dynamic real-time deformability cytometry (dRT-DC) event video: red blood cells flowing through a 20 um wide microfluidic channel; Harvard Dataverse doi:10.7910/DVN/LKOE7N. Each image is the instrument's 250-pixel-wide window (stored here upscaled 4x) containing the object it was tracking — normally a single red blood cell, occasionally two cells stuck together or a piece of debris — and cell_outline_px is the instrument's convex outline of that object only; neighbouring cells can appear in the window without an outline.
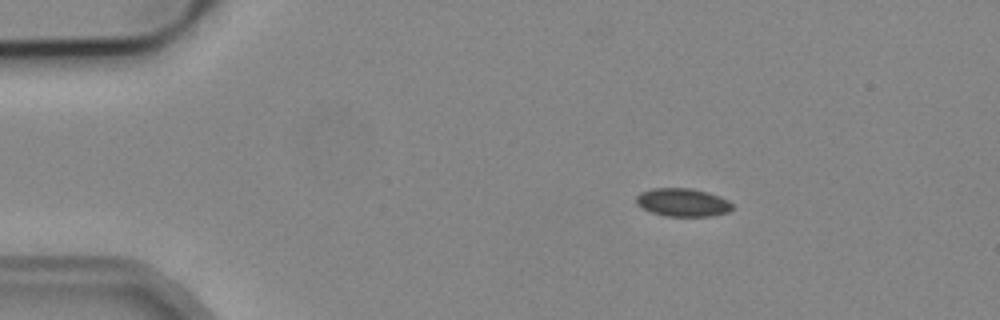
{"species": "common noctule bat (a hibernating species)", "species_latin": "Nyctalus noctula", "temperature_condition": "cold", "stored_images_in_passage": 10, "camera_frame_rate_fps": 3000, "um_per_image_px": 0.085, "animal": {"sex": "male", "body_mass_g": 19.2, "forearm_length_mm": 51.8}, "frame": {"image": 1, "passage_image": 1, "time_ms": 0.0, "image_size_px": [1000, 320], "cell_outline_px": [[732, 208], [728, 212], [712, 216], [668, 216], [652, 212], [636, 204], [636, 196], [640, 192], [652, 188], [692, 188], [708, 192], [720, 196], [728, 200], [732, 204]], "centroid_in_image_um": [58.03, 17.19], "position_along_channel_um": 27.0, "area_um2": 15.78}}
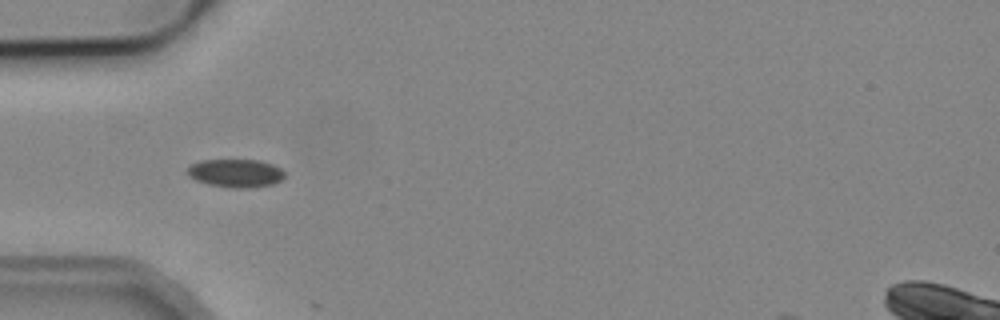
{"frame": {"image": 2, "passage_image": 9, "time_ms": 2.667, "image_size_px": [1000, 320], "cell_outline_px": [[284, 176], [280, 180], [272, 184], [244, 188], [232, 188], [208, 184], [196, 180], [188, 176], [188, 168], [192, 164], [200, 160], [260, 160], [272, 164], [280, 168], [284, 172]], "centroid_in_image_um": [20.02, 14.71], "position_along_channel_um": 65.0, "area_um2": 15.84}}